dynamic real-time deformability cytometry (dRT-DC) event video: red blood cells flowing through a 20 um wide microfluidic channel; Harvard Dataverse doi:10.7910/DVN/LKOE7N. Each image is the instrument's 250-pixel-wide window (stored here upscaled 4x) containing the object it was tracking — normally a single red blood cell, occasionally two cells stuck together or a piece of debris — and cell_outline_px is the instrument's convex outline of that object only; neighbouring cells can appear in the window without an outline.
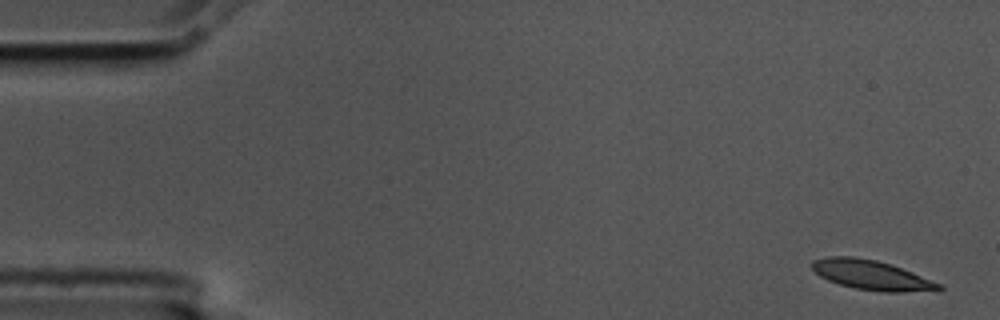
{"species": "common noctule bat (a hibernating species)", "species_latin": "Nyctalus noctula", "temperature_condition": "cold", "stored_images_in_passage": 5, "camera_frame_rate_fps": 3000, "um_per_image_px": 0.085, "animal": {"sex": "male", "body_mass_g": 17.5, "forearm_length_mm": 52.3}, "frame": {"image": 1, "passage_image": 1, "time_ms": 0.0, "image_size_px": [1000, 320], "cell_outline_px": [[944, 288], [940, 292], [884, 292], [856, 288], [840, 284], [828, 280], [820, 276], [812, 268], [812, 260], [828, 256], [852, 256], [876, 260], [892, 264], [912, 272], [940, 284]], "centroid_in_image_um": [74.13, 23.39], "position_along_channel_um": 10.9, "area_um2": 22.02}}
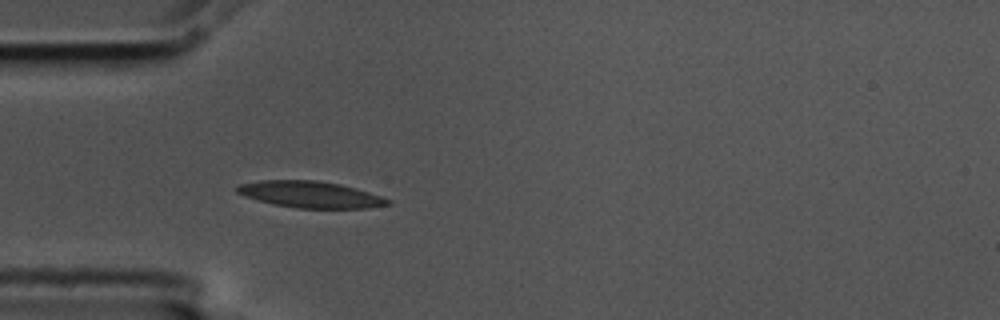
{"frame": {"image": 2, "passage_image": 5, "time_ms": 1.333, "image_size_px": [1000, 320], "cell_outline_px": [[392, 204], [368, 208], [296, 208], [272, 204], [256, 200], [244, 196], [236, 192], [236, 188], [240, 184], [260, 180], [316, 180], [340, 184], [356, 188], [392, 200]], "centroid_in_image_um": [26.37, 16.53], "position_along_channel_um": 58.6, "area_um2": 23.35}}